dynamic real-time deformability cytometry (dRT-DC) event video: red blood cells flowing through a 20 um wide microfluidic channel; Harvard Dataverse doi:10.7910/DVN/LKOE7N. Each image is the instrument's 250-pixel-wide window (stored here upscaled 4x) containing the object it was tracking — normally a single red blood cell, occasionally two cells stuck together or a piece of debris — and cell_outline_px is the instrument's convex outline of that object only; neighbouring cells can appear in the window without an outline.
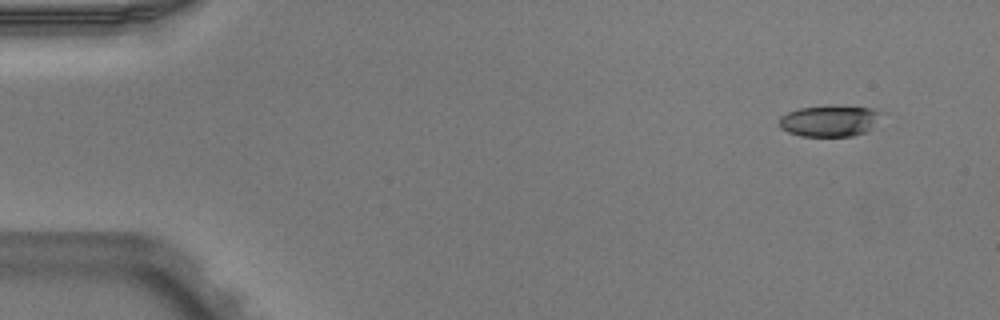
{"species": "Egyptian fruit bat (a non-hibernating species)", "species_latin": "Rousettus aegyptiacus", "temperature_condition": "warm", "stored_images_in_passage": 4, "camera_frame_rate_fps": 3000, "um_per_image_px": 0.085, "animal": {"sex": "male"}, "frame": {"image": 1, "passage_image": 1, "time_ms": 0.0, "image_size_px": [1000, 320], "cell_outline_px": [[884, 112], [872, 128], [864, 132], [852, 136], [800, 136], [788, 132], [780, 128], [780, 116], [788, 112], [800, 108], [828, 104], [836, 104], [872, 108]], "centroid_in_image_um": [70.54, 10.24], "position_along_channel_um": 14.5, "area_um2": 19.07}}
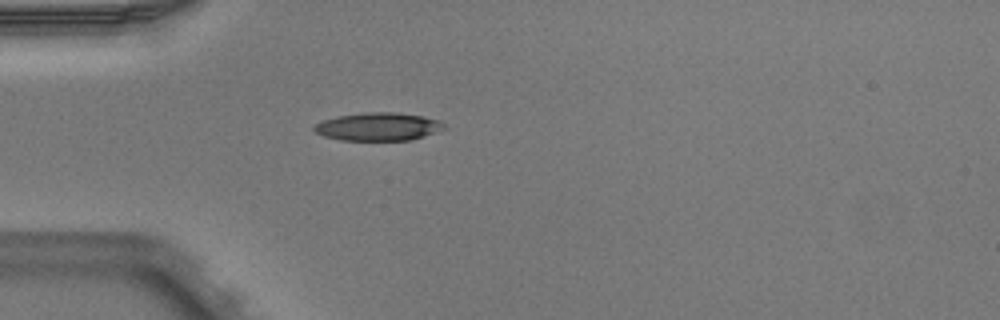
{"frame": {"image": 2, "passage_image": 4, "time_ms": 1.0, "image_size_px": [1000, 320], "cell_outline_px": [[444, 128], [424, 136], [412, 140], [340, 140], [324, 136], [316, 132], [312, 128], [316, 124], [324, 120], [336, 116], [364, 112], [396, 112], [424, 116], [440, 120], [444, 124]], "centroid_in_image_um": [32.14, 10.76], "position_along_channel_um": 52.9, "area_um2": 21.21}}